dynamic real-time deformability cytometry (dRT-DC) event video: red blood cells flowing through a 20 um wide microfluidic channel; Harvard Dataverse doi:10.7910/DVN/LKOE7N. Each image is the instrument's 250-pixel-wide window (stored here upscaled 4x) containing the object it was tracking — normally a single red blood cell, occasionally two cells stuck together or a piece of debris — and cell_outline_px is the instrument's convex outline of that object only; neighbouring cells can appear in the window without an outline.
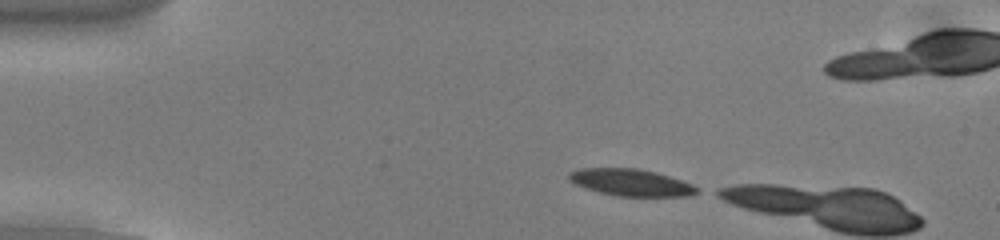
{"species": "common noctule bat (a hibernating species)", "species_latin": "Nyctalus noctula", "temperature_condition": "cold", "stored_images_in_passage": 5, "camera_frame_rate_fps": 3000, "um_per_image_px": 0.085, "animal": {"sex": "male", "body_mass_g": 13.0, "forearm_length_mm": 53.1}, "frame": {"image": 1, "passage_image": 1, "time_ms": 0.0, "image_size_px": [1000, 240], "cell_outline_px": [[700, 192], [688, 196], [616, 196], [584, 188], [568, 180], [568, 172], [580, 168], [640, 168], [656, 172], [692, 184], [700, 188]], "centroid_in_image_um": [53.62, 15.51], "position_along_channel_um": 31.4, "area_um2": 20.17}}